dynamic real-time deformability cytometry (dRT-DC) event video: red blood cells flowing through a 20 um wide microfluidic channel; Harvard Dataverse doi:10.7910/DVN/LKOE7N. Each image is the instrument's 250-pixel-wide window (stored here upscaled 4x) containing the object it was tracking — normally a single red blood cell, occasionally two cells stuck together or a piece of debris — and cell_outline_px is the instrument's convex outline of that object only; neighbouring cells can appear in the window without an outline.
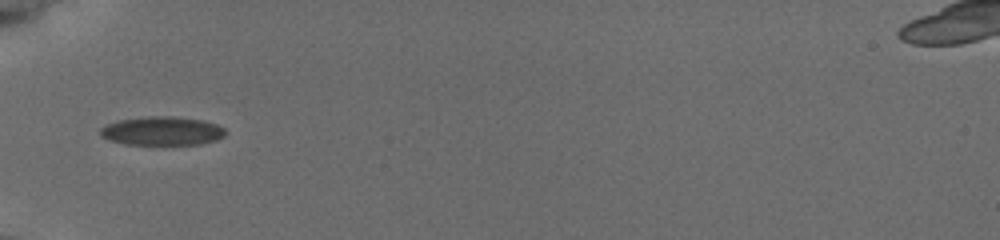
{"species": "common noctule bat (a hibernating species)", "species_latin": "Nyctalus noctula", "temperature_condition": "cold", "stored_images_in_passage": 17, "camera_frame_rate_fps": 3000, "um_per_image_px": 0.085, "animal": {"sex": "female", "body_mass_g": 19.5, "forearm_length_mm": 54.1}, "frame": {"image": 1, "passage_image": 1, "time_ms": 0.0, "image_size_px": [1000, 240], "cell_outline_px": [[228, 132], [224, 136], [216, 140], [200, 144], [124, 144], [108, 140], [100, 136], [100, 128], [108, 124], [120, 120], [152, 116], [164, 116], [200, 120], [216, 124], [224, 128]], "centroid_in_image_um": [13.77, 11.14], "position_along_channel_um": 71.2, "area_um2": 20.69}}
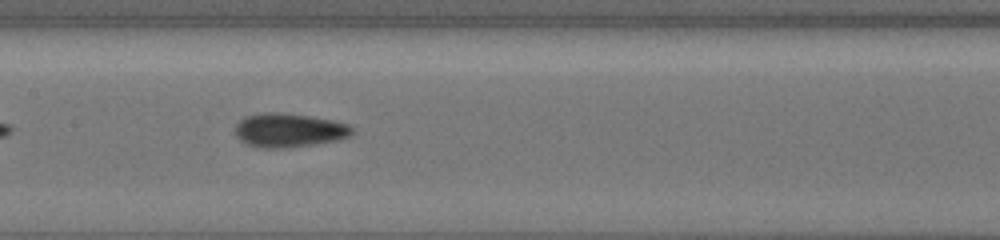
{"frame": {"image": 2, "passage_image": 10, "time_ms": 3.0, "image_size_px": [1000, 240], "cell_outline_px": [[352, 136], [344, 140], [288, 148], [256, 148], [244, 144], [236, 136], [236, 124], [240, 120], [248, 116], [304, 116], [328, 120], [348, 124], [352, 128]], "centroid_in_image_um": [24.62, 11.17], "position_along_channel_um": 182.8, "area_um2": 22.2}}
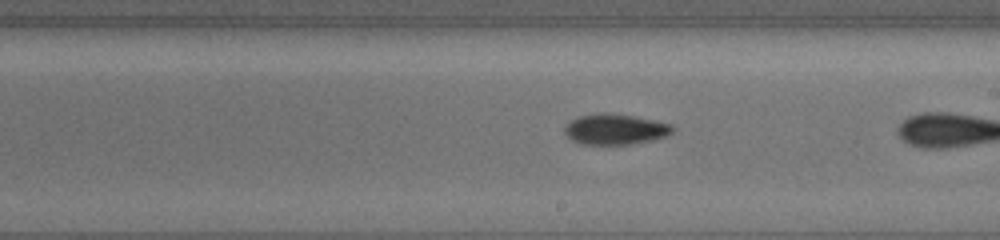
{"frame": {"image": 3, "passage_image": 12, "time_ms": 3.667, "image_size_px": [1000, 240], "cell_outline_px": [[672, 132], [668, 136], [656, 140], [632, 144], [580, 144], [572, 140], [564, 132], [564, 128], [572, 120], [584, 116], [628, 116], [668, 124], [672, 128]], "centroid_in_image_um": [52.31, 11.07], "position_along_channel_um": 236.7, "area_um2": 18.03}}